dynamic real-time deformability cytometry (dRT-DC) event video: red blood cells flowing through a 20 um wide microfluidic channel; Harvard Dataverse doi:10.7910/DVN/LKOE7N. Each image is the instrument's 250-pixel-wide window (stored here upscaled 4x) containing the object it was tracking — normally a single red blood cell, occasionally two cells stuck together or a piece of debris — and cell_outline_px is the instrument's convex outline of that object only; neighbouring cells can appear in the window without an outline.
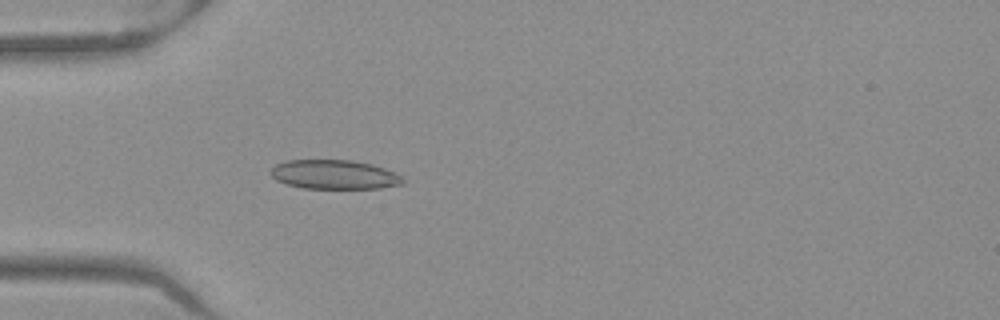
{"species": "Egyptian fruit bat (a non-hibernating species)", "species_latin": "Rousettus aegyptiacus", "temperature_condition": "warm", "stored_images_in_passage": 36, "camera_frame_rate_fps": 3000, "um_per_image_px": 0.085, "frame": {"image": 1, "passage_image": 9, "time_ms": 2.667, "image_size_px": [1000, 320], "cell_outline_px": [[404, 184], [380, 188], [300, 188], [276, 180], [268, 172], [276, 164], [284, 160], [352, 160], [372, 164], [384, 168], [400, 176], [404, 180]], "centroid_in_image_um": [28.38, 14.83], "position_along_channel_um": 56.6, "area_um2": 22.48}}
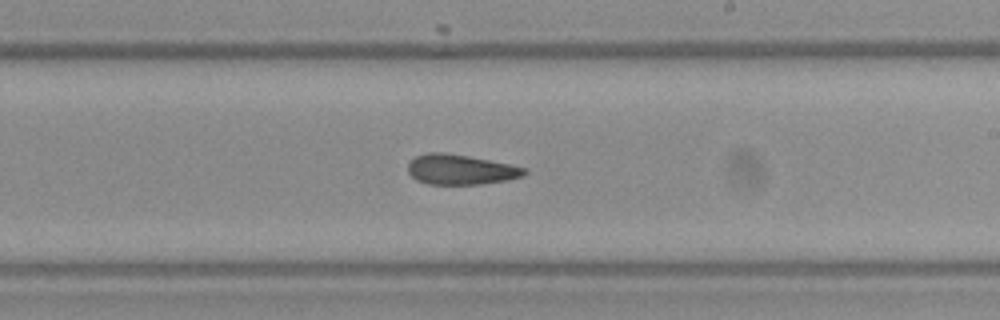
{"frame": {"image": 2, "passage_image": 24, "time_ms": 7.667, "image_size_px": [1000, 320], "cell_outline_px": [[528, 172], [524, 176], [508, 180], [480, 184], [428, 184], [416, 180], [408, 172], [408, 164], [416, 156], [428, 152], [444, 152], [468, 156], [512, 164], [528, 168]], "centroid_in_image_um": [39.2, 14.41], "position_along_channel_um": 249.8, "area_um2": 20.58}}
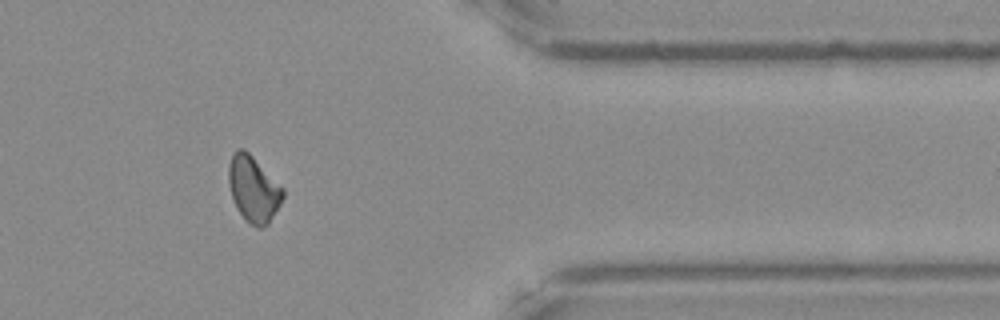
{"frame": {"image": 3, "passage_image": 36, "time_ms": 11.667, "image_size_px": [1000, 320], "cell_outline_px": [[284, 196], [280, 204], [268, 224], [260, 228], [256, 228], [248, 224], [244, 220], [236, 208], [228, 184], [228, 164], [232, 152], [236, 148], [244, 148], [284, 188]], "centroid_in_image_um": [21.52, 16.07], "position_along_channel_um": 389.9, "area_um2": 21.15}, "authors_computed_cell_mechanics": {"area_um2": 21.6172, "velocity_mm_per_s": 3.9785, "shape_relaxation_time_tau1_ms": null, "shape_relaxation_time_tau2_ms": 2.181, "deformation_change_tau1": null, "deformation_change_tau2": 0.0894}}